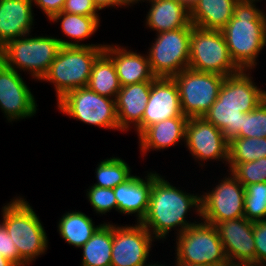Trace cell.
Wrapping results in <instances>:
<instances>
[{"label":"cell","instance_id":"f546056e","mask_svg":"<svg viewBox=\"0 0 266 266\" xmlns=\"http://www.w3.org/2000/svg\"><path fill=\"white\" fill-rule=\"evenodd\" d=\"M263 157H266V137H235L229 141L228 163L252 162Z\"/></svg>","mask_w":266,"mask_h":266},{"label":"cell","instance_id":"f35d334b","mask_svg":"<svg viewBox=\"0 0 266 266\" xmlns=\"http://www.w3.org/2000/svg\"><path fill=\"white\" fill-rule=\"evenodd\" d=\"M93 2L99 11L107 7H117L116 0H93Z\"/></svg>","mask_w":266,"mask_h":266},{"label":"cell","instance_id":"2e32d148","mask_svg":"<svg viewBox=\"0 0 266 266\" xmlns=\"http://www.w3.org/2000/svg\"><path fill=\"white\" fill-rule=\"evenodd\" d=\"M183 115L177 85L173 78L156 77L152 81L142 122L135 128L138 136L149 126Z\"/></svg>","mask_w":266,"mask_h":266},{"label":"cell","instance_id":"5b68a950","mask_svg":"<svg viewBox=\"0 0 266 266\" xmlns=\"http://www.w3.org/2000/svg\"><path fill=\"white\" fill-rule=\"evenodd\" d=\"M105 46H61L43 81L51 82L57 101L67 92L87 87L92 66Z\"/></svg>","mask_w":266,"mask_h":266},{"label":"cell","instance_id":"d590c367","mask_svg":"<svg viewBox=\"0 0 266 266\" xmlns=\"http://www.w3.org/2000/svg\"><path fill=\"white\" fill-rule=\"evenodd\" d=\"M98 11L93 0H65L62 8V12L93 17H99Z\"/></svg>","mask_w":266,"mask_h":266},{"label":"cell","instance_id":"ee69618b","mask_svg":"<svg viewBox=\"0 0 266 266\" xmlns=\"http://www.w3.org/2000/svg\"><path fill=\"white\" fill-rule=\"evenodd\" d=\"M175 263L176 266H212V265H200V264H185L179 261H176Z\"/></svg>","mask_w":266,"mask_h":266},{"label":"cell","instance_id":"6da1fadb","mask_svg":"<svg viewBox=\"0 0 266 266\" xmlns=\"http://www.w3.org/2000/svg\"><path fill=\"white\" fill-rule=\"evenodd\" d=\"M193 207V208H192ZM200 195L190 194L173 187L156 171L152 172V187L146 216L140 222L155 238L164 240L171 229L177 236L198 222L186 221L188 210L193 209L200 217ZM178 227V229H177Z\"/></svg>","mask_w":266,"mask_h":266},{"label":"cell","instance_id":"f6af8a7d","mask_svg":"<svg viewBox=\"0 0 266 266\" xmlns=\"http://www.w3.org/2000/svg\"><path fill=\"white\" fill-rule=\"evenodd\" d=\"M143 266H165V265H162V264L160 265V264H157V263H154V264H153V263H152V264H150V263L147 264V263H146V264L143 265Z\"/></svg>","mask_w":266,"mask_h":266},{"label":"cell","instance_id":"60d3db41","mask_svg":"<svg viewBox=\"0 0 266 266\" xmlns=\"http://www.w3.org/2000/svg\"><path fill=\"white\" fill-rule=\"evenodd\" d=\"M223 266H259L256 264H252V263H234V262H227L225 265Z\"/></svg>","mask_w":266,"mask_h":266},{"label":"cell","instance_id":"8d00e7d4","mask_svg":"<svg viewBox=\"0 0 266 266\" xmlns=\"http://www.w3.org/2000/svg\"><path fill=\"white\" fill-rule=\"evenodd\" d=\"M0 255L19 266L18 249L7 233L5 226L0 222Z\"/></svg>","mask_w":266,"mask_h":266},{"label":"cell","instance_id":"7a4b0ae2","mask_svg":"<svg viewBox=\"0 0 266 266\" xmlns=\"http://www.w3.org/2000/svg\"><path fill=\"white\" fill-rule=\"evenodd\" d=\"M250 75L249 70H241L226 76L216 101L203 115L207 122L222 131L228 141L239 134L243 113L252 111L266 98V91L258 88Z\"/></svg>","mask_w":266,"mask_h":266},{"label":"cell","instance_id":"d6986e66","mask_svg":"<svg viewBox=\"0 0 266 266\" xmlns=\"http://www.w3.org/2000/svg\"><path fill=\"white\" fill-rule=\"evenodd\" d=\"M33 0H0V48L30 34L34 25Z\"/></svg>","mask_w":266,"mask_h":266},{"label":"cell","instance_id":"cb8c5ba5","mask_svg":"<svg viewBox=\"0 0 266 266\" xmlns=\"http://www.w3.org/2000/svg\"><path fill=\"white\" fill-rule=\"evenodd\" d=\"M239 0H197L190 9L193 26L206 30H222L233 17Z\"/></svg>","mask_w":266,"mask_h":266},{"label":"cell","instance_id":"7c38bea8","mask_svg":"<svg viewBox=\"0 0 266 266\" xmlns=\"http://www.w3.org/2000/svg\"><path fill=\"white\" fill-rule=\"evenodd\" d=\"M219 180L211 192L200 196V220L216 225L230 219L244 217L245 187L229 172ZM221 181V183H220Z\"/></svg>","mask_w":266,"mask_h":266},{"label":"cell","instance_id":"ab89813d","mask_svg":"<svg viewBox=\"0 0 266 266\" xmlns=\"http://www.w3.org/2000/svg\"><path fill=\"white\" fill-rule=\"evenodd\" d=\"M144 2V1H147V0H116V3H117V8L120 6V7H125V6H132L134 3H138V2ZM132 4V5H130Z\"/></svg>","mask_w":266,"mask_h":266},{"label":"cell","instance_id":"4fadbf2b","mask_svg":"<svg viewBox=\"0 0 266 266\" xmlns=\"http://www.w3.org/2000/svg\"><path fill=\"white\" fill-rule=\"evenodd\" d=\"M186 147L195 160H216L228 164L229 141L222 131L203 117H189L185 128Z\"/></svg>","mask_w":266,"mask_h":266},{"label":"cell","instance_id":"e575fe53","mask_svg":"<svg viewBox=\"0 0 266 266\" xmlns=\"http://www.w3.org/2000/svg\"><path fill=\"white\" fill-rule=\"evenodd\" d=\"M255 239V264L266 266V219L253 222Z\"/></svg>","mask_w":266,"mask_h":266},{"label":"cell","instance_id":"8992f818","mask_svg":"<svg viewBox=\"0 0 266 266\" xmlns=\"http://www.w3.org/2000/svg\"><path fill=\"white\" fill-rule=\"evenodd\" d=\"M60 48L57 37L48 35L32 37L27 34L1 47L0 60L15 71H28L32 79L42 81Z\"/></svg>","mask_w":266,"mask_h":266},{"label":"cell","instance_id":"836d02e7","mask_svg":"<svg viewBox=\"0 0 266 266\" xmlns=\"http://www.w3.org/2000/svg\"><path fill=\"white\" fill-rule=\"evenodd\" d=\"M88 202L97 214H105L110 210L117 211V202L114 194V189L105 187L90 186L86 191Z\"/></svg>","mask_w":266,"mask_h":266},{"label":"cell","instance_id":"4dcf8cb0","mask_svg":"<svg viewBox=\"0 0 266 266\" xmlns=\"http://www.w3.org/2000/svg\"><path fill=\"white\" fill-rule=\"evenodd\" d=\"M244 217L252 222L266 219V182L245 186Z\"/></svg>","mask_w":266,"mask_h":266},{"label":"cell","instance_id":"277c9868","mask_svg":"<svg viewBox=\"0 0 266 266\" xmlns=\"http://www.w3.org/2000/svg\"><path fill=\"white\" fill-rule=\"evenodd\" d=\"M22 197L11 200L2 207V224L18 249L19 266H27L44 254L48 236L34 209Z\"/></svg>","mask_w":266,"mask_h":266},{"label":"cell","instance_id":"ba28073f","mask_svg":"<svg viewBox=\"0 0 266 266\" xmlns=\"http://www.w3.org/2000/svg\"><path fill=\"white\" fill-rule=\"evenodd\" d=\"M189 48L188 68L225 77L241 71L230 56L221 30L192 26Z\"/></svg>","mask_w":266,"mask_h":266},{"label":"cell","instance_id":"7bdbcfd3","mask_svg":"<svg viewBox=\"0 0 266 266\" xmlns=\"http://www.w3.org/2000/svg\"><path fill=\"white\" fill-rule=\"evenodd\" d=\"M189 9L197 2V0H181Z\"/></svg>","mask_w":266,"mask_h":266},{"label":"cell","instance_id":"3957f363","mask_svg":"<svg viewBox=\"0 0 266 266\" xmlns=\"http://www.w3.org/2000/svg\"><path fill=\"white\" fill-rule=\"evenodd\" d=\"M255 0H239L233 17L221 30L230 56L241 70L254 69L266 46V14Z\"/></svg>","mask_w":266,"mask_h":266},{"label":"cell","instance_id":"b9f144b4","mask_svg":"<svg viewBox=\"0 0 266 266\" xmlns=\"http://www.w3.org/2000/svg\"><path fill=\"white\" fill-rule=\"evenodd\" d=\"M0 266H15L11 261L0 255Z\"/></svg>","mask_w":266,"mask_h":266},{"label":"cell","instance_id":"9c48e42d","mask_svg":"<svg viewBox=\"0 0 266 266\" xmlns=\"http://www.w3.org/2000/svg\"><path fill=\"white\" fill-rule=\"evenodd\" d=\"M57 108L86 124L119 131L115 99L97 94L88 87L67 92L57 101Z\"/></svg>","mask_w":266,"mask_h":266},{"label":"cell","instance_id":"44dd1931","mask_svg":"<svg viewBox=\"0 0 266 266\" xmlns=\"http://www.w3.org/2000/svg\"><path fill=\"white\" fill-rule=\"evenodd\" d=\"M144 178L132 175L124 183L114 188L117 212L136 215L137 223L146 216L149 207V196L152 187V172Z\"/></svg>","mask_w":266,"mask_h":266},{"label":"cell","instance_id":"52a82bcc","mask_svg":"<svg viewBox=\"0 0 266 266\" xmlns=\"http://www.w3.org/2000/svg\"><path fill=\"white\" fill-rule=\"evenodd\" d=\"M175 261L185 264L223 266L228 262L215 225L202 221L176 237Z\"/></svg>","mask_w":266,"mask_h":266},{"label":"cell","instance_id":"d4e9b609","mask_svg":"<svg viewBox=\"0 0 266 266\" xmlns=\"http://www.w3.org/2000/svg\"><path fill=\"white\" fill-rule=\"evenodd\" d=\"M52 22H61V30L66 37L74 39L68 41L66 39H59L61 46H105L104 44H81L80 41L88 39L100 27V17L84 16L79 14H71L67 12H60L54 15L51 19Z\"/></svg>","mask_w":266,"mask_h":266},{"label":"cell","instance_id":"484cf974","mask_svg":"<svg viewBox=\"0 0 266 266\" xmlns=\"http://www.w3.org/2000/svg\"><path fill=\"white\" fill-rule=\"evenodd\" d=\"M103 224L95 226L85 213L69 211L58 221V231L66 243L81 248Z\"/></svg>","mask_w":266,"mask_h":266},{"label":"cell","instance_id":"9a60e30c","mask_svg":"<svg viewBox=\"0 0 266 266\" xmlns=\"http://www.w3.org/2000/svg\"><path fill=\"white\" fill-rule=\"evenodd\" d=\"M20 73L0 60V110L8 122L35 116L37 103Z\"/></svg>","mask_w":266,"mask_h":266},{"label":"cell","instance_id":"1f68e13d","mask_svg":"<svg viewBox=\"0 0 266 266\" xmlns=\"http://www.w3.org/2000/svg\"><path fill=\"white\" fill-rule=\"evenodd\" d=\"M231 172L245 187L247 185L266 182V157L246 163H228Z\"/></svg>","mask_w":266,"mask_h":266},{"label":"cell","instance_id":"e0dca14e","mask_svg":"<svg viewBox=\"0 0 266 266\" xmlns=\"http://www.w3.org/2000/svg\"><path fill=\"white\" fill-rule=\"evenodd\" d=\"M215 226L229 262L255 264L252 221L242 217L219 222Z\"/></svg>","mask_w":266,"mask_h":266},{"label":"cell","instance_id":"603a6c76","mask_svg":"<svg viewBox=\"0 0 266 266\" xmlns=\"http://www.w3.org/2000/svg\"><path fill=\"white\" fill-rule=\"evenodd\" d=\"M146 15V26L157 33L177 30L191 23L190 9L181 0H154Z\"/></svg>","mask_w":266,"mask_h":266},{"label":"cell","instance_id":"83f0119b","mask_svg":"<svg viewBox=\"0 0 266 266\" xmlns=\"http://www.w3.org/2000/svg\"><path fill=\"white\" fill-rule=\"evenodd\" d=\"M87 87L102 96L117 97L121 85L113 61L104 51L93 63Z\"/></svg>","mask_w":266,"mask_h":266},{"label":"cell","instance_id":"5bb4252c","mask_svg":"<svg viewBox=\"0 0 266 266\" xmlns=\"http://www.w3.org/2000/svg\"><path fill=\"white\" fill-rule=\"evenodd\" d=\"M154 237L141 224L113 225L111 266H143L147 263Z\"/></svg>","mask_w":266,"mask_h":266},{"label":"cell","instance_id":"8fae6325","mask_svg":"<svg viewBox=\"0 0 266 266\" xmlns=\"http://www.w3.org/2000/svg\"><path fill=\"white\" fill-rule=\"evenodd\" d=\"M177 85L183 115L203 117L216 101L225 76L186 68L172 77Z\"/></svg>","mask_w":266,"mask_h":266},{"label":"cell","instance_id":"4316f807","mask_svg":"<svg viewBox=\"0 0 266 266\" xmlns=\"http://www.w3.org/2000/svg\"><path fill=\"white\" fill-rule=\"evenodd\" d=\"M113 245V224H104L81 247L83 249L81 266H111Z\"/></svg>","mask_w":266,"mask_h":266},{"label":"cell","instance_id":"ffe728a7","mask_svg":"<svg viewBox=\"0 0 266 266\" xmlns=\"http://www.w3.org/2000/svg\"><path fill=\"white\" fill-rule=\"evenodd\" d=\"M104 52L112 59L119 83L122 86L143 81H153V75L147 54L142 55L121 45L105 44Z\"/></svg>","mask_w":266,"mask_h":266},{"label":"cell","instance_id":"f1b7e54d","mask_svg":"<svg viewBox=\"0 0 266 266\" xmlns=\"http://www.w3.org/2000/svg\"><path fill=\"white\" fill-rule=\"evenodd\" d=\"M95 171L97 182L93 185L96 187L114 189L132 176L127 162L119 157H110L100 161Z\"/></svg>","mask_w":266,"mask_h":266},{"label":"cell","instance_id":"30bf717a","mask_svg":"<svg viewBox=\"0 0 266 266\" xmlns=\"http://www.w3.org/2000/svg\"><path fill=\"white\" fill-rule=\"evenodd\" d=\"M193 24L157 33L147 56L155 77L172 78L188 68L190 37Z\"/></svg>","mask_w":266,"mask_h":266},{"label":"cell","instance_id":"ac0fdd59","mask_svg":"<svg viewBox=\"0 0 266 266\" xmlns=\"http://www.w3.org/2000/svg\"><path fill=\"white\" fill-rule=\"evenodd\" d=\"M152 81L122 86L115 99L119 131H128L141 122L149 99Z\"/></svg>","mask_w":266,"mask_h":266},{"label":"cell","instance_id":"d6a6232c","mask_svg":"<svg viewBox=\"0 0 266 266\" xmlns=\"http://www.w3.org/2000/svg\"><path fill=\"white\" fill-rule=\"evenodd\" d=\"M236 137H266V98L252 111L243 113L242 128Z\"/></svg>","mask_w":266,"mask_h":266},{"label":"cell","instance_id":"7402d4cb","mask_svg":"<svg viewBox=\"0 0 266 266\" xmlns=\"http://www.w3.org/2000/svg\"><path fill=\"white\" fill-rule=\"evenodd\" d=\"M188 117H174L147 127L139 136L140 151L143 155L152 150L166 149L185 141Z\"/></svg>","mask_w":266,"mask_h":266},{"label":"cell","instance_id":"74e56055","mask_svg":"<svg viewBox=\"0 0 266 266\" xmlns=\"http://www.w3.org/2000/svg\"><path fill=\"white\" fill-rule=\"evenodd\" d=\"M65 0H33V5L38 6L50 20L62 11Z\"/></svg>","mask_w":266,"mask_h":266}]
</instances>
